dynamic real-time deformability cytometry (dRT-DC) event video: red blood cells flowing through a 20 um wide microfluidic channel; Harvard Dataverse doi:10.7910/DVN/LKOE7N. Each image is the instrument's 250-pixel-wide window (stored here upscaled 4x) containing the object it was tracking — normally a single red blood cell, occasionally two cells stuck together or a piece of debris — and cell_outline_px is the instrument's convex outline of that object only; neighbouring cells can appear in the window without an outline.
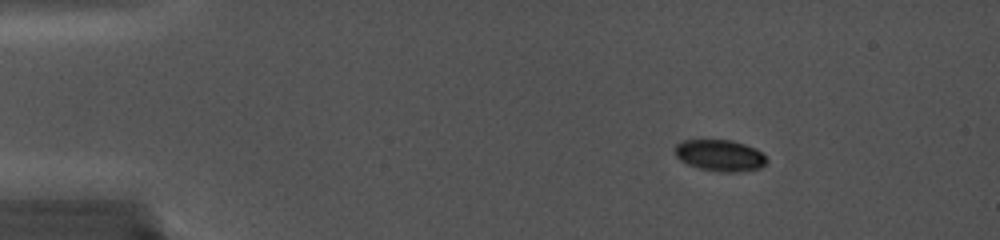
{"species": "common noctule bat (a hibernating species)", "species_latin": "Nyctalus noctula", "temperature_condition": "cold", "stored_images_in_passage": 22, "camera_frame_rate_fps": 5000, "um_per_image_px": 0.085, "animal": {"sex": "female", "body_mass_g": 19.0, "forearm_length_mm": 56.7}, "frame": {"image": 1, "passage_image": 7, "time_ms": 2.8, "image_size_px": [1000, 240], "cell_outline_px": [[768, 160], [760, 168], [744, 172], [720, 172], [700, 168], [688, 164], [680, 160], [676, 156], [676, 144], [680, 140], [732, 140], [756, 148]], "centroid_in_image_um": [61.2, 13.21], "position_along_channel_um": 23.8, "area_um2": 16.82}}